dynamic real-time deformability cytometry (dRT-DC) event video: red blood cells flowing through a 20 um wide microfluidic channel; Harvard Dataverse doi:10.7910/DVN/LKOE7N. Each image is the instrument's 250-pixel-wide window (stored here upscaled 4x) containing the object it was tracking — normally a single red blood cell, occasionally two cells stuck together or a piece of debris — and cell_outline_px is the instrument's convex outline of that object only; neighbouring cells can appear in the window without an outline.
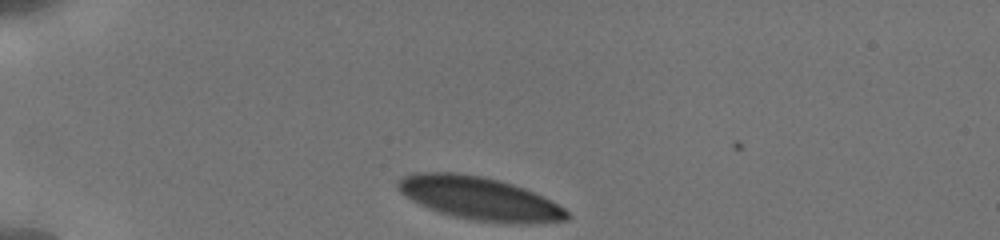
{"species": "human", "species_latin": "Homo sapiens", "temperature_condition": "cold", "stored_images_in_passage": 27, "camera_frame_rate_fps": 3000, "um_per_image_px": 0.085, "donor": {"sex": "male"}, "frame": {"image": 1, "passage_image": 1, "time_ms": 0.0, "image_size_px": [1000, 240], "cell_outline_px": [[572, 216], [568, 220], [528, 224], [520, 224], [476, 220], [456, 216], [440, 212], [428, 208], [412, 200], [400, 192], [396, 184], [404, 176], [412, 172], [456, 172], [480, 176], [500, 180], [524, 188], [552, 200], [564, 208]], "centroid_in_image_um": [40.79, 16.86], "position_along_channel_um": 44.2, "area_um2": 42.31}}
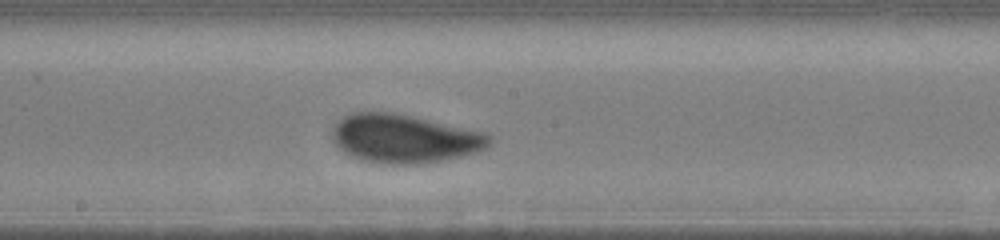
{"frame": {"image": 2, "passage_image": 16, "time_ms": 5.667, "image_size_px": [1000, 240], "cell_outline_px": [[492, 140], [484, 148], [476, 152], [460, 156], [440, 160], [416, 164], [380, 164], [360, 160], [344, 152], [332, 140], [332, 128], [344, 116], [352, 112], [392, 112], [412, 116], [488, 132], [492, 136]], "centroid_in_image_um": [34.36, 11.78], "position_along_channel_um": 213.8, "area_um2": 44.51}}
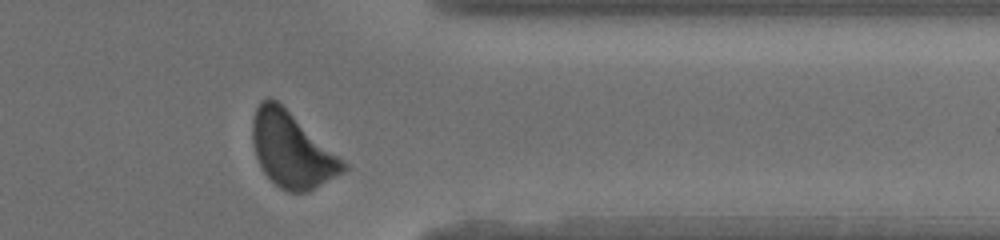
{"frame": {"image": 3, "passage_image": 27, "time_ms": 10.333, "image_size_px": [1000, 240], "cell_outline_px": [[348, 168], [344, 172], [308, 192], [288, 192], [280, 188], [264, 172], [256, 156], [252, 140], [252, 120], [256, 108], [260, 100], [268, 96], [276, 100], [348, 164]], "centroid_in_image_um": [24.79, 12.75], "position_along_channel_um": 386.6, "area_um2": 39.25}, "authors_computed_cell_mechanics": {"area_um2": 44.1014, "velocity_mm_per_s": 3.7968, "shape_relaxation_time_tau1_ms": 2.5982, "shape_relaxation_time_tau2_ms": null, "deformation_change_tau1": 0.1241, "deformation_change_tau2": null}}